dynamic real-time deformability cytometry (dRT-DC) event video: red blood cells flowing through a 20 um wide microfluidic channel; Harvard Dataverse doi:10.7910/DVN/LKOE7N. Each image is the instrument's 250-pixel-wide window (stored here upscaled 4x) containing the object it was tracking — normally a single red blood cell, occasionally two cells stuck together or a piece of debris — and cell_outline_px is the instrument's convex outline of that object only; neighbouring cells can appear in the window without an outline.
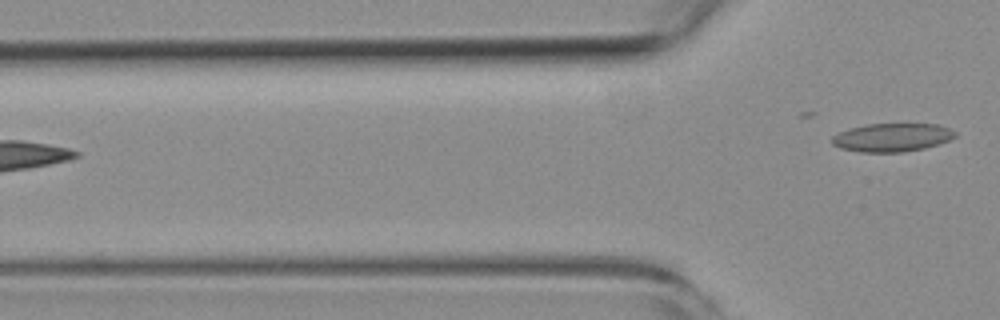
{"species": "common noctule bat (a hibernating species)", "species_latin": "Nyctalus noctula", "temperature_condition": "room temperature", "stored_images_in_passage": 5, "camera_frame_rate_fps": 3000, "um_per_image_px": 0.085, "animal": {"sex": "female", "body_mass_g": 19.3, "forearm_length_mm": 54.1}, "frame": {"image": 1, "passage_image": 5, "time_ms": 6.333, "image_size_px": [1000, 320], "cell_outline_px": [[956, 136], [940, 144], [924, 148], [904, 152], [860, 152], [840, 148], [832, 144], [832, 136], [848, 128], [868, 124], [936, 124], [948, 128], [956, 132]], "centroid_in_image_um": [75.81, 11.68], "position_along_channel_um": 50.0, "area_um2": 20.35}}